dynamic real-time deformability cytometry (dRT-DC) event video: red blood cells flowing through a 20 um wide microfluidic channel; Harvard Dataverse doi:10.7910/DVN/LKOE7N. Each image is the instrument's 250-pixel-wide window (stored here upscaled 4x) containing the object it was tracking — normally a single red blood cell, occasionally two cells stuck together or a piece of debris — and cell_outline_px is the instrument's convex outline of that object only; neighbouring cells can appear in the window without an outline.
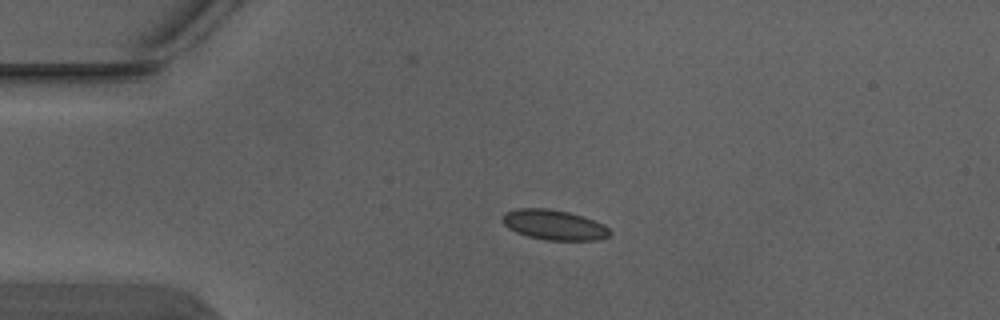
{"species": "Egyptian fruit bat (a non-hibernating species)", "species_latin": "Rousettus aegyptiacus", "temperature_condition": "warm", "stored_images_in_passage": 5, "camera_frame_rate_fps": 3000, "um_per_image_px": 0.085, "animal": {"sex": "male"}, "frame": {"image": 1, "passage_image": 2, "time_ms": 0.333, "image_size_px": [1000, 320], "cell_outline_px": [[612, 232], [608, 236], [596, 240], [548, 240], [528, 236], [516, 232], [508, 228], [500, 220], [504, 212], [516, 208], [548, 208], [568, 212], [584, 216], [604, 224]], "centroid_in_image_um": [47.07, 19.1], "position_along_channel_um": 37.9, "area_um2": 18.96}}
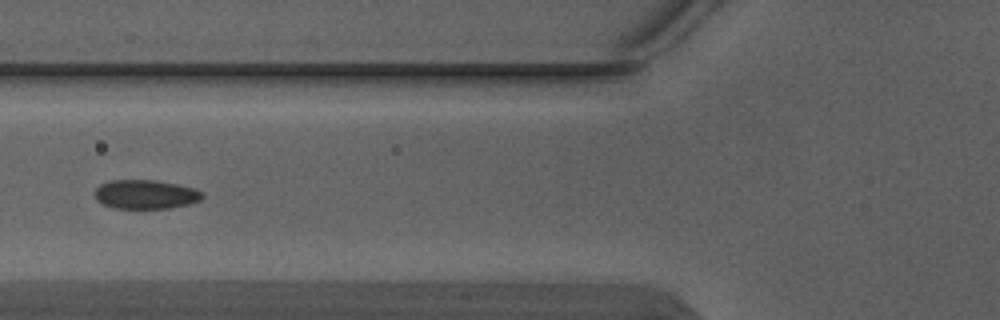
{"frame": {"image": 2, "passage_image": 4, "time_ms": 1.0, "image_size_px": [1000, 320], "cell_outline_px": [[204, 196], [200, 200], [188, 204], [172, 208], [112, 208], [96, 200], [96, 188], [100, 184], [112, 180], [156, 180], [196, 188]], "centroid_in_image_um": [12.38, 16.52], "position_along_channel_um": 113.4, "area_um2": 18.15}}
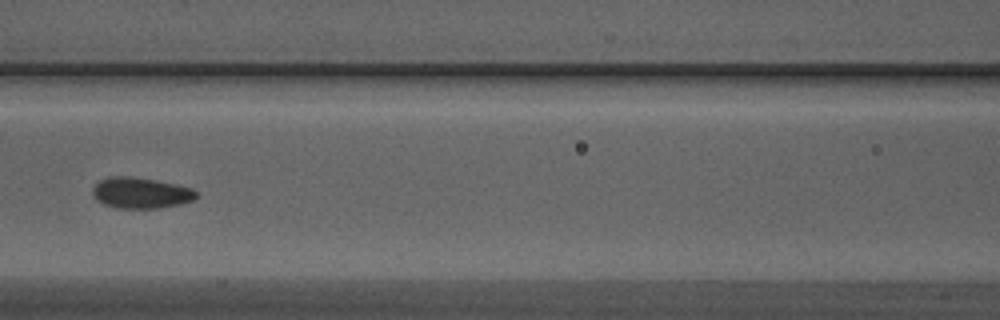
{"frame": {"image": 3, "passage_image": 5, "time_ms": 1.333, "image_size_px": [1000, 320], "cell_outline_px": [[196, 196], [192, 200], [180, 204], [160, 208], [116, 208], [104, 204], [96, 200], [92, 192], [92, 188], [100, 180], [108, 176], [132, 176], [156, 180], [176, 184], [192, 188], [196, 192]], "centroid_in_image_um": [11.93, 16.39], "position_along_channel_um": 154.7, "area_um2": 18.73}}